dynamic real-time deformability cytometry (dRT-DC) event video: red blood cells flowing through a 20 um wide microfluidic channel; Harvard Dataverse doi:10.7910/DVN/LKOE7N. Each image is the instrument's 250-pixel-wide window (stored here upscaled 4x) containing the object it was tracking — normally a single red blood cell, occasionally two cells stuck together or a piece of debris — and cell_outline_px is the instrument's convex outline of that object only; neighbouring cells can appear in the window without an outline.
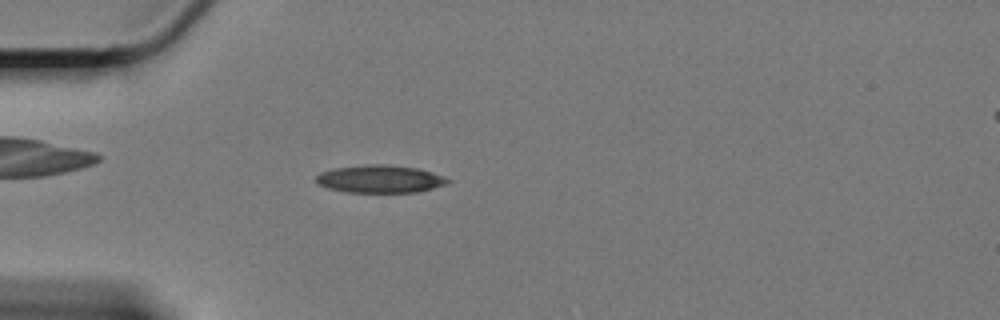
{"species": "Egyptian fruit bat (a non-hibernating species)", "species_latin": "Rousettus aegyptiacus", "temperature_condition": "cold", "stored_images_in_passage": 61, "camera_frame_rate_fps": 3000, "um_per_image_px": 0.085, "animal": {"sex": "female"}, "frame": {"image": 1, "passage_image": 18, "time_ms": 5.667, "image_size_px": [1000, 320], "cell_outline_px": [[452, 180], [448, 184], [420, 192], [344, 192], [328, 188], [316, 184], [316, 176], [320, 172], [336, 168], [368, 164], [388, 164], [416, 168], [432, 172], [444, 176]], "centroid_in_image_um": [32.32, 15.22], "position_along_channel_um": 52.7, "area_um2": 21.44}}
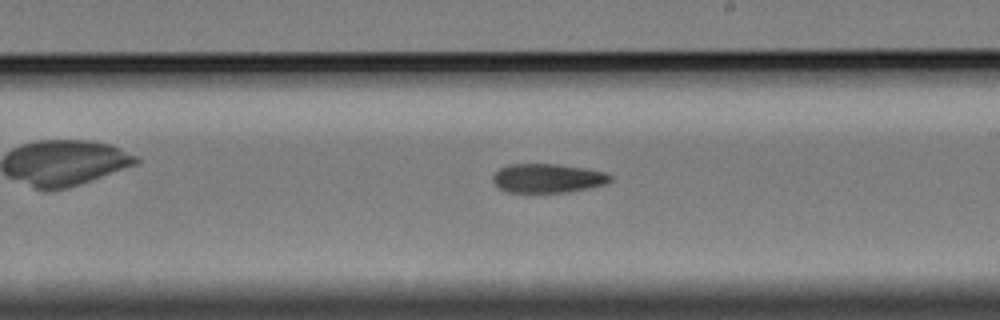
{"frame": {"image": 2, "passage_image": 36, "time_ms": 11.667, "image_size_px": [1000, 320], "cell_outline_px": [[612, 180], [604, 184], [588, 188], [568, 192], [508, 192], [500, 188], [492, 180], [492, 176], [500, 168], [508, 164], [556, 164], [604, 172], [612, 176]], "centroid_in_image_um": [46.53, 15.15], "position_along_channel_um": 242.5, "area_um2": 19.59}}
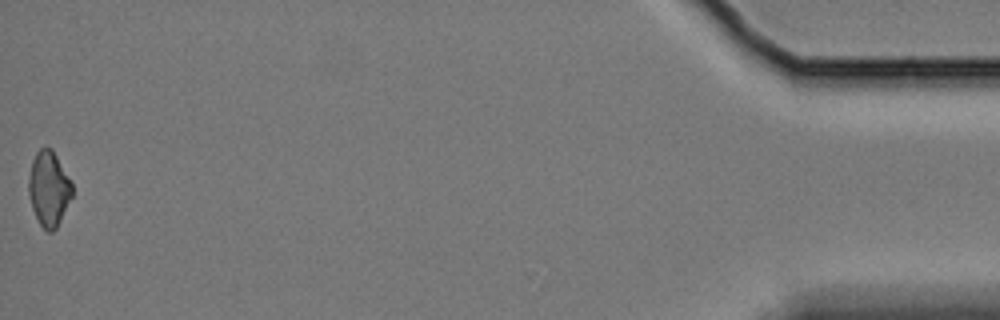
{"frame": {"image": 3, "passage_image": 61, "time_ms": 20.0, "image_size_px": [1000, 320], "cell_outline_px": [[72, 196], [56, 228], [52, 232], [48, 232], [40, 224], [32, 208], [28, 192], [28, 176], [32, 160], [36, 152], [40, 148], [52, 148], [72, 184]], "centroid_in_image_um": [4.13, 16.02], "position_along_channel_um": 431.1, "area_um2": 18.79}, "authors_computed_cell_mechanics": {"area_um2": 20.0566, "velocity_mm_per_s": 3.3287, "shape_relaxation_time_tau1_ms": null, "shape_relaxation_time_tau2_ms": 9.1013, "deformation_change_tau1": null, "deformation_change_tau2": 0.1821}}